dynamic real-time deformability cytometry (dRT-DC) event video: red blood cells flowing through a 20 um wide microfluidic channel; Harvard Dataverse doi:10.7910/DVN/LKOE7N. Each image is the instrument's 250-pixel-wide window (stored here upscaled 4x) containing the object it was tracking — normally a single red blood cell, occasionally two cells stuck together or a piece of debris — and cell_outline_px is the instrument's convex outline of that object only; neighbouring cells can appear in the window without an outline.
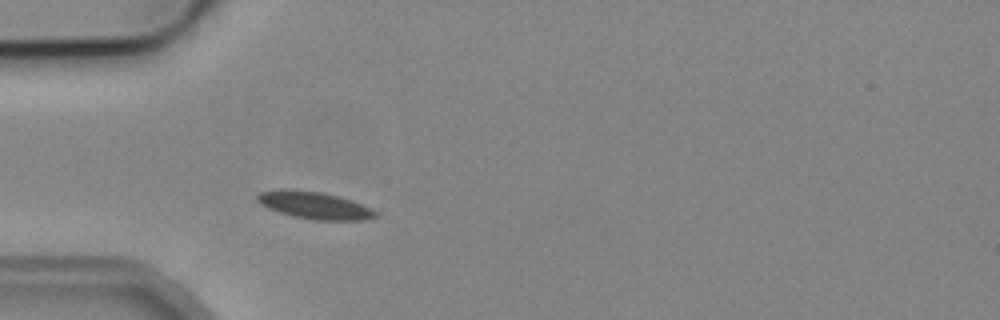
{"species": "common noctule bat (a hibernating species)", "species_latin": "Nyctalus noctula", "temperature_condition": "cold", "stored_images_in_passage": 3, "camera_frame_rate_fps": 3000, "um_per_image_px": 0.085, "animal": {"sex": "male", "body_mass_g": 19.2, "forearm_length_mm": 51.8}, "frame": {"image": 1, "passage_image": 3, "time_ms": 2.333, "image_size_px": [1000, 320], "cell_outline_px": [[376, 216], [364, 220], [316, 220], [292, 216], [268, 208], [260, 204], [256, 200], [256, 196], [260, 192], [284, 188], [320, 192], [340, 196], [352, 200], [372, 208], [376, 212]], "centroid_in_image_um": [26.71, 17.44], "position_along_channel_um": 58.3, "area_um2": 18.79}}